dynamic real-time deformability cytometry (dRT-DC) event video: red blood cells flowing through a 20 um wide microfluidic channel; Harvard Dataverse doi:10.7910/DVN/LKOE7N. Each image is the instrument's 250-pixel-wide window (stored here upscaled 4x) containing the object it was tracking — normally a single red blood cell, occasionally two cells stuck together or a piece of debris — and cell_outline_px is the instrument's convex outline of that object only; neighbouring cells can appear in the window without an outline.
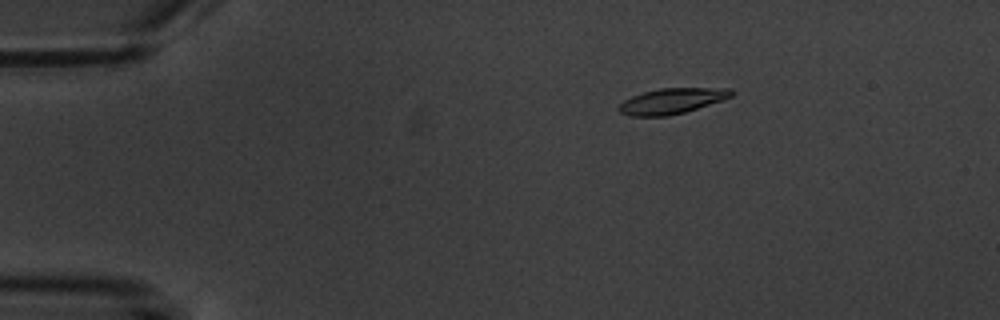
{"species": "common noctule bat (a hibernating species)", "species_latin": "Nyctalus noctula", "temperature_condition": "warm", "stored_images_in_passage": 3, "camera_frame_rate_fps": 3000, "um_per_image_px": 0.085, "animal": {"sex": "male", "body_mass_g": 20.1, "forearm_length_mm": 53.5}, "frame": {"image": 1, "passage_image": 1, "time_ms": 0.0, "image_size_px": [1000, 320], "cell_outline_px": [[736, 92], [732, 96], [724, 100], [684, 112], [668, 116], [628, 116], [620, 112], [616, 108], [624, 100], [632, 96], [644, 92], [660, 88], [728, 88]], "centroid_in_image_um": [57.11, 8.58], "position_along_channel_um": 27.9, "area_um2": 16.82}}